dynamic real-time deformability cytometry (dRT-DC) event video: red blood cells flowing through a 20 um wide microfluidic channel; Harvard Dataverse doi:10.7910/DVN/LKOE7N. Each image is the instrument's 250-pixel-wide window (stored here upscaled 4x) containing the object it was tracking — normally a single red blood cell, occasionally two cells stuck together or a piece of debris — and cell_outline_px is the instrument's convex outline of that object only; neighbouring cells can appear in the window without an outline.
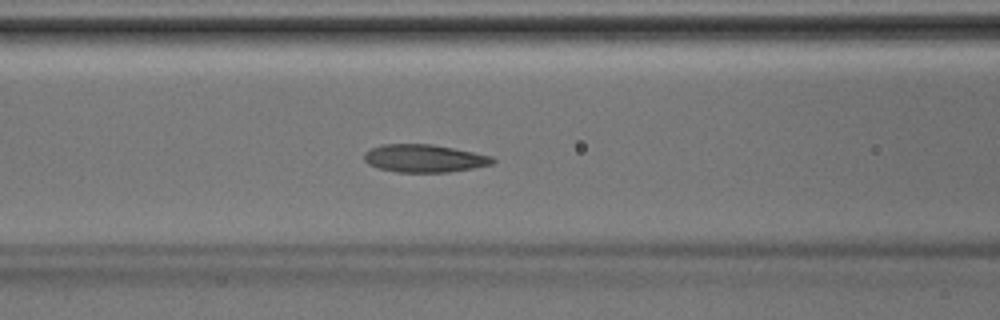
{"species": "Egyptian fruit bat (a non-hibernating species)", "species_latin": "Rousettus aegyptiacus", "temperature_condition": "room temperature", "stored_images_in_passage": 41, "camera_frame_rate_fps": 3000, "um_per_image_px": 0.085, "animal": {"sex": "male"}, "frame": {"image": 1, "passage_image": 17, "time_ms": 5.333, "image_size_px": [1000, 320], "cell_outline_px": [[496, 160], [492, 164], [472, 168], [448, 172], [396, 172], [380, 168], [368, 164], [364, 160], [364, 152], [372, 148], [384, 144], [432, 144], [492, 156]], "centroid_in_image_um": [36.05, 13.46], "position_along_channel_um": 130.6, "area_um2": 20.63}}
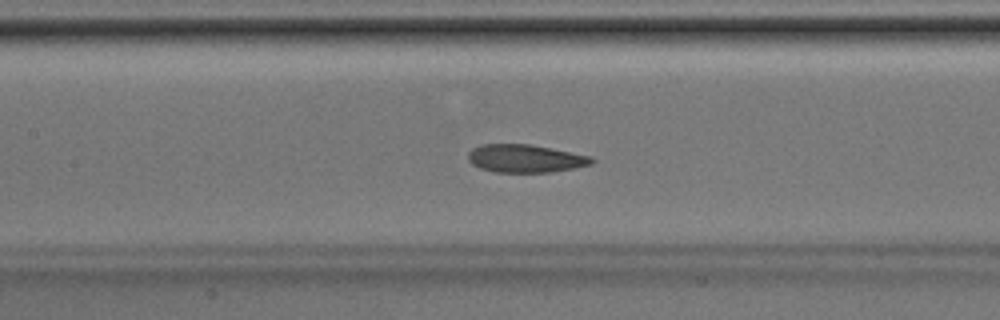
{"frame": {"image": 2, "passage_image": 19, "time_ms": 6.0, "image_size_px": [1000, 320], "cell_outline_px": [[596, 160], [592, 164], [552, 172], [492, 172], [480, 168], [472, 164], [468, 160], [468, 152], [472, 148], [484, 144], [528, 144], [592, 156]], "centroid_in_image_um": [44.64, 13.47], "position_along_channel_um": 162.8, "area_um2": 20.11}}
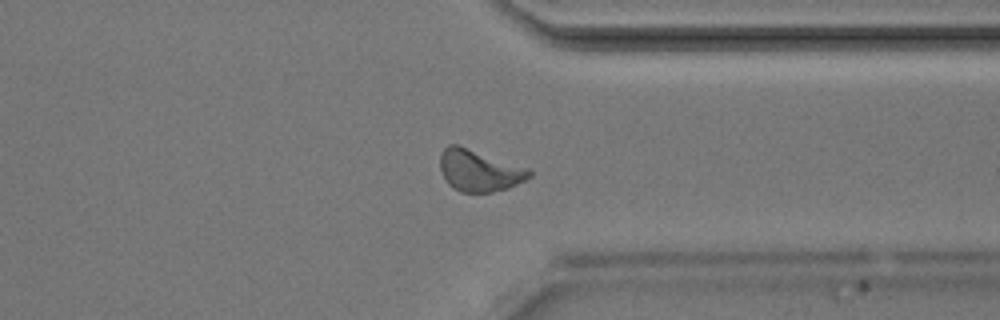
{"frame": {"image": 3, "passage_image": 32, "time_ms": 10.333, "image_size_px": [1000, 320], "cell_outline_px": [[532, 176], [508, 188], [492, 192], [460, 192], [452, 188], [444, 180], [440, 168], [440, 156], [444, 148], [448, 144], [460, 144], [528, 168], [532, 172]], "centroid_in_image_um": [40.7, 14.48], "position_along_channel_um": 370.7, "area_um2": 21.91}}